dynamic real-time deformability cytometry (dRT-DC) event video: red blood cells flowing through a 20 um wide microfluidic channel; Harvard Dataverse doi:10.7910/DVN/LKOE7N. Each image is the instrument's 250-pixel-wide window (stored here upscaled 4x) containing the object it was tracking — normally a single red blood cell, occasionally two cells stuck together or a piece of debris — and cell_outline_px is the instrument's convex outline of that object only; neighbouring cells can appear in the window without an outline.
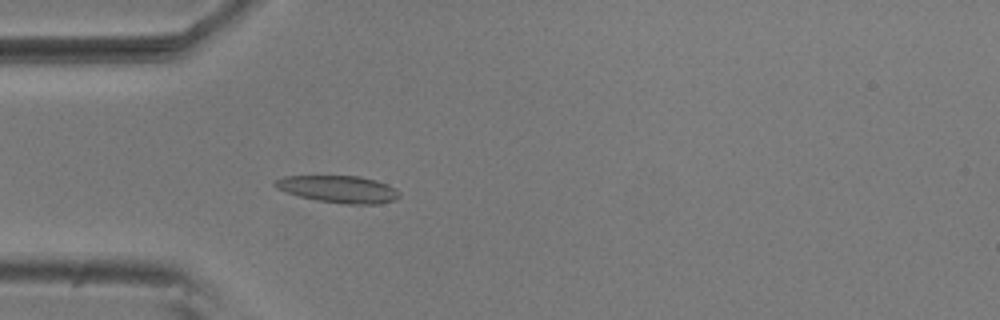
{"species": "common noctule bat (a hibernating species)", "species_latin": "Nyctalus noctula", "temperature_condition": "room temperature", "stored_images_in_passage": 4, "camera_frame_rate_fps": 3000, "um_per_image_px": 0.085, "animal": {"sex": "male", "body_mass_g": 20.5, "forearm_length_mm": 52.5}, "frame": {"image": 1, "passage_image": 4, "time_ms": 1.0, "image_size_px": [1000, 320], "cell_outline_px": [[400, 196], [396, 200], [376, 204], [344, 204], [316, 200], [300, 196], [276, 188], [272, 184], [272, 180], [284, 176], [360, 176], [376, 180], [388, 184], [396, 188], [400, 192]], "centroid_in_image_um": [28.79, 16.07], "position_along_channel_um": 56.2, "area_um2": 19.83}}